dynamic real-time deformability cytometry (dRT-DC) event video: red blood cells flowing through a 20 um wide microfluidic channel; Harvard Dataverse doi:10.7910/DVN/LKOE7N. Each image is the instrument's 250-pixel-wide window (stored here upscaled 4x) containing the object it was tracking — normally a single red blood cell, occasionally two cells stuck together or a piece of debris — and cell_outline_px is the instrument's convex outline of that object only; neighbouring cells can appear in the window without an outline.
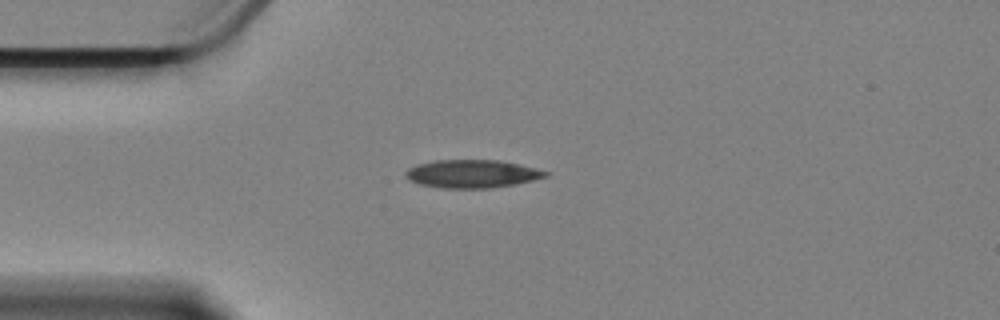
{"species": "Egyptian fruit bat (a non-hibernating species)", "species_latin": "Rousettus aegyptiacus", "temperature_condition": "cold", "stored_images_in_passage": 37, "camera_frame_rate_fps": 3000, "um_per_image_px": 0.085, "animal": {"sex": "female"}, "frame": {"image": 1, "passage_image": 1, "time_ms": 0.0, "image_size_px": [1000, 320], "cell_outline_px": [[548, 176], [516, 184], [492, 188], [440, 188], [420, 184], [408, 180], [404, 176], [404, 172], [408, 168], [416, 164], [432, 160], [496, 160], [536, 168], [548, 172]], "centroid_in_image_um": [40.06, 14.78], "position_along_channel_um": 44.9, "area_um2": 22.95}}
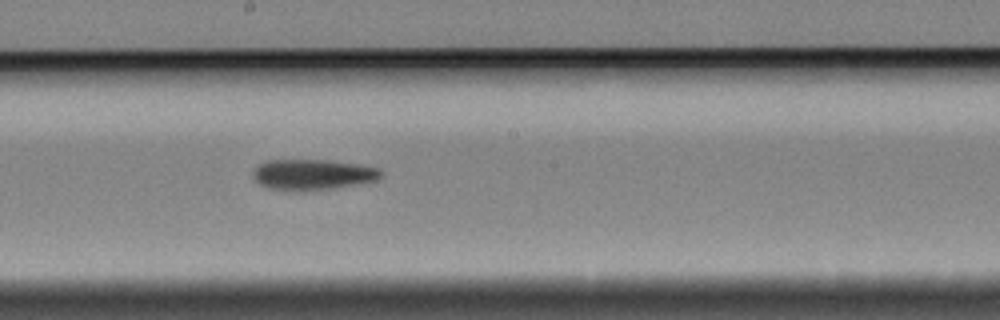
{"frame": {"image": 2, "passage_image": 18, "time_ms": 5.667, "image_size_px": [1000, 320], "cell_outline_px": [[384, 176], [376, 180], [332, 188], [304, 192], [296, 192], [268, 188], [260, 184], [252, 176], [252, 172], [260, 164], [268, 160], [328, 160], [360, 164], [376, 168], [384, 172]], "centroid_in_image_um": [26.57, 14.85], "position_along_channel_um": 221.6, "area_um2": 23.0}}
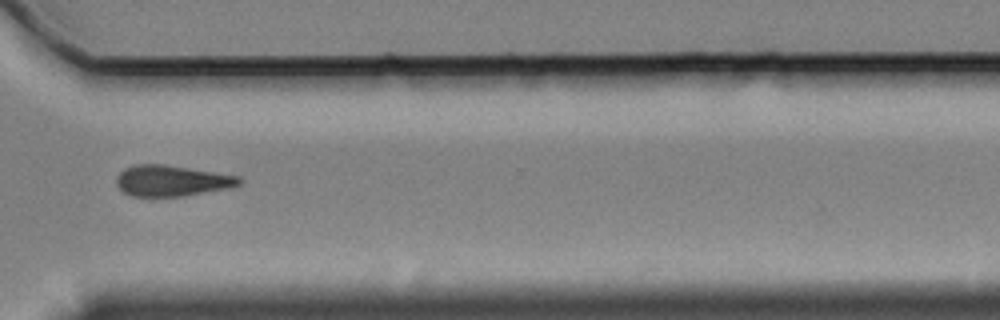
{"frame": {"image": 3, "passage_image": 30, "time_ms": 9.667, "image_size_px": [1000, 320], "cell_outline_px": [[244, 180], [240, 184], [232, 188], [184, 196], [132, 196], [124, 192], [116, 184], [116, 176], [124, 168], [136, 164], [160, 164], [240, 176]], "centroid_in_image_um": [14.62, 15.37], "position_along_channel_um": 356.0, "area_um2": 22.14}}